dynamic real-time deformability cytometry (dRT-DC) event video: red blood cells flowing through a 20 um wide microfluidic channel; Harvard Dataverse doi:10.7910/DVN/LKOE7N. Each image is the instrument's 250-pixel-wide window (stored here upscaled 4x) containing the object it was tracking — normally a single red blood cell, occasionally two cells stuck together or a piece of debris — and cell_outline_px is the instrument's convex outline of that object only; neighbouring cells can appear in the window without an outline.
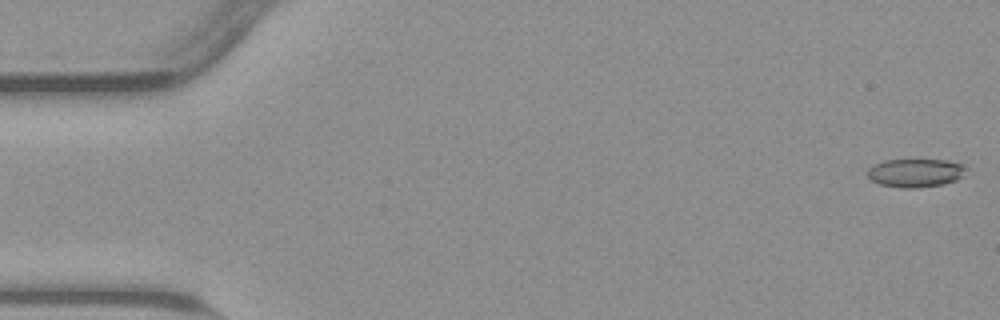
{"species": "common noctule bat (a hibernating species)", "species_latin": "Nyctalus noctula", "temperature_condition": "warm", "stored_images_in_passage": 54, "camera_frame_rate_fps": 3000, "um_per_image_px": 0.085, "animal": {"sex": "male", "body_mass_g": 23.1, "forearm_length_mm": 52.7}, "frame": {"image": 1, "passage_image": 1, "time_ms": 0.0, "image_size_px": [1000, 320], "cell_outline_px": [[968, 168], [964, 176], [956, 180], [944, 184], [912, 188], [904, 188], [880, 184], [872, 180], [868, 176], [868, 168], [872, 164], [884, 160], [948, 160], [964, 164]], "centroid_in_image_um": [77.86, 14.68], "position_along_channel_um": 7.1, "area_um2": 16.47}}
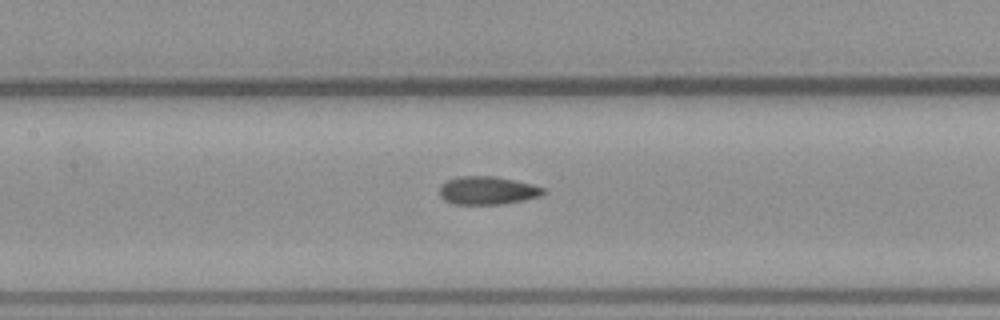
{"frame": {"image": 2, "passage_image": 25, "time_ms": 8.0, "image_size_px": [1000, 320], "cell_outline_px": [[548, 192], [540, 196], [524, 200], [500, 204], [456, 204], [444, 200], [440, 196], [440, 184], [456, 176], [496, 176], [532, 184], [544, 188]], "centroid_in_image_um": [41.44, 16.18], "position_along_channel_um": 166.0, "area_um2": 17.11}}
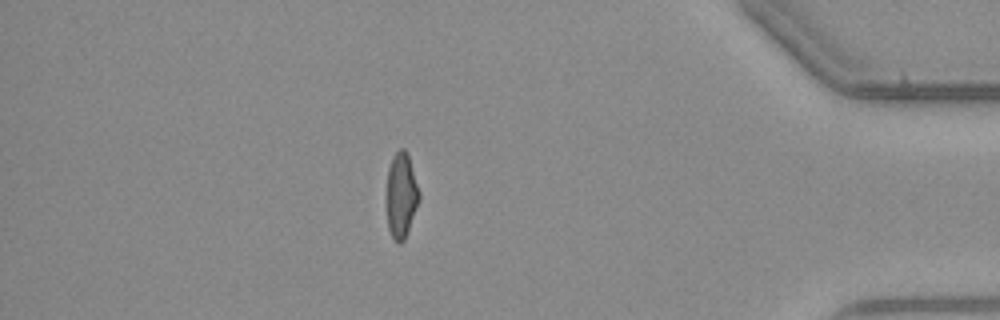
{"frame": {"image": 3, "passage_image": 47, "time_ms": 15.333, "image_size_px": [1000, 320], "cell_outline_px": [[420, 196], [416, 208], [404, 240], [400, 244], [396, 244], [388, 228], [388, 168], [392, 156], [400, 148], [404, 148], [408, 152], [420, 192]], "centroid_in_image_um": [34.12, 16.56], "position_along_channel_um": 401.1, "area_um2": 15.95}, "authors_computed_cell_mechanics": {"area_um2": 17.051, "velocity_mm_per_s": 3.8244, "shape_relaxation_time_tau1_ms": 8.9486, "shape_relaxation_time_tau2_ms": 1.6039, "deformation_change_tau1": 0.1989, "deformation_change_tau2": 0.0826}}